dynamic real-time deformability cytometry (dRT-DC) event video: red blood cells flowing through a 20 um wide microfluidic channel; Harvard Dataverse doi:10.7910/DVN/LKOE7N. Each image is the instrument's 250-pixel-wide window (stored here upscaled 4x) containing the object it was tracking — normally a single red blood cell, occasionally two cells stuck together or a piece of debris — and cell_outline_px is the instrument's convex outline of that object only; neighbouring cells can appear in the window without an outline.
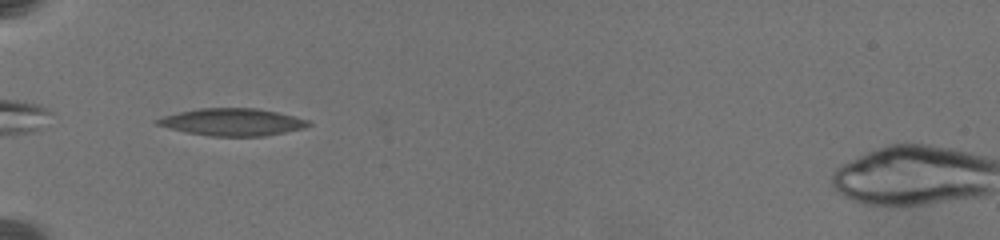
{"species": "common noctule bat (a hibernating species)", "species_latin": "Nyctalus noctula", "temperature_condition": "warm", "stored_images_in_passage": 32, "camera_frame_rate_fps": 3000, "um_per_image_px": 0.085, "animal": {"sex": "female", "body_mass_g": 19.5, "forearm_length_mm": 54.1}, "frame": {"image": 1, "passage_image": 1, "time_ms": 0.0, "image_size_px": [1000, 240], "cell_outline_px": [[312, 124], [304, 128], [264, 136], [212, 136], [184, 132], [156, 124], [156, 120], [164, 116], [180, 112], [200, 108], [256, 108], [276, 112], [308, 120]], "centroid_in_image_um": [19.76, 10.38], "position_along_channel_um": 65.2, "area_um2": 23.7}}
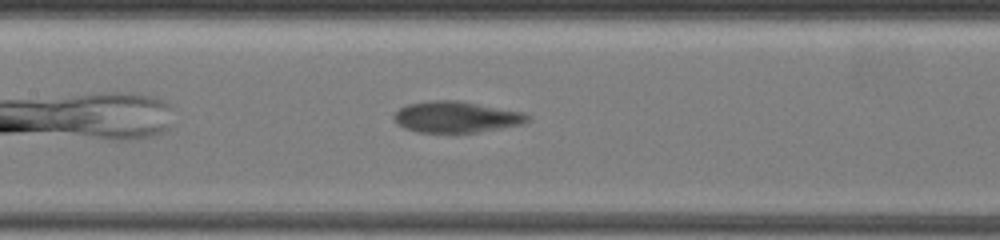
{"frame": {"image": 2, "passage_image": 11, "time_ms": 3.333, "image_size_px": [1000, 240], "cell_outline_px": [[532, 120], [524, 124], [480, 132], [416, 132], [404, 128], [396, 124], [392, 116], [400, 108], [408, 104], [432, 100], [460, 100], [524, 112]], "centroid_in_image_um": [38.8, 9.94], "position_along_channel_um": 168.6, "area_um2": 24.57}}
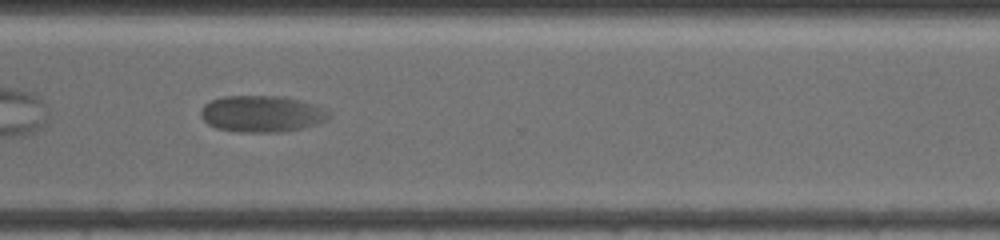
{"frame": {"image": 3, "passage_image": 24, "time_ms": 8.667, "image_size_px": [1000, 240], "cell_outline_px": [[332, 116], [328, 120], [304, 128], [280, 132], [240, 132], [216, 128], [208, 124], [200, 116], [200, 112], [204, 104], [212, 100], [224, 96], [284, 96], [300, 100], [312, 104], [332, 112]], "centroid_in_image_um": [22.28, 9.68], "position_along_channel_um": 348.3, "area_um2": 27.46}, "authors_computed_cell_mechanics": {"area_um2": 24.6517, "velocity_mm_per_s": 3.3719, "shape_relaxation_time_tau1_ms": 3.8896, "shape_relaxation_time_tau2_ms": null, "deformation_change_tau1": 0.1272, "deformation_change_tau2": null}}